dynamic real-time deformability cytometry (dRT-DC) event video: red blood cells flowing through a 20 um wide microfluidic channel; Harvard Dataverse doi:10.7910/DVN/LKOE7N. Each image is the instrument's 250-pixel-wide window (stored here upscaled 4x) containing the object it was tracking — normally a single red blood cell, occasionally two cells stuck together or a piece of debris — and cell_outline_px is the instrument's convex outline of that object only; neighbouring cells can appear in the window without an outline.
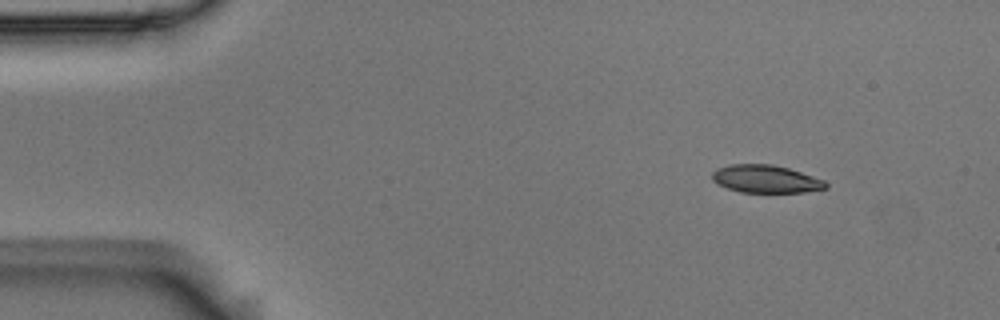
{"species": "Egyptian fruit bat (a non-hibernating species)", "species_latin": "Rousettus aegyptiacus", "temperature_condition": "room temperature", "stored_images_in_passage": 3, "camera_frame_rate_fps": 3000, "um_per_image_px": 0.085, "animal": {"sex": "male"}, "frame": {"image": 1, "passage_image": 1, "time_ms": 0.0, "image_size_px": [1000, 320], "cell_outline_px": [[828, 188], [804, 192], [740, 192], [716, 184], [712, 180], [712, 172], [716, 168], [728, 164], [772, 164], [788, 168], [824, 180], [828, 184]], "centroid_in_image_um": [65.05, 15.21], "position_along_channel_um": 19.9, "area_um2": 18.44}}
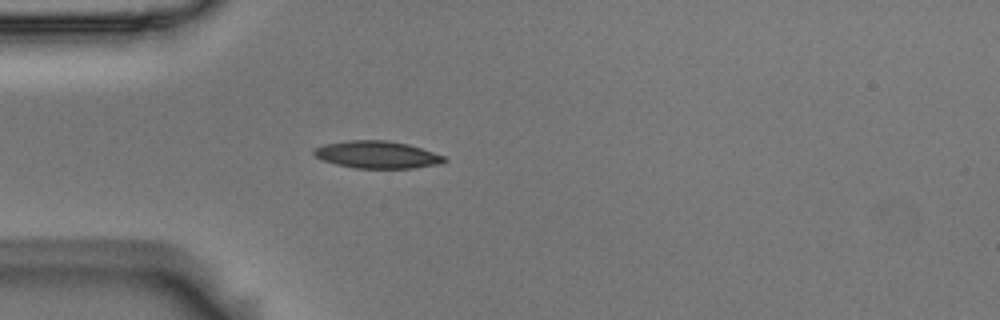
{"frame": {"image": 2, "passage_image": 3, "time_ms": 0.667, "image_size_px": [1000, 320], "cell_outline_px": [[448, 160], [440, 164], [412, 168], [356, 168], [336, 164], [324, 160], [316, 156], [312, 152], [316, 148], [324, 144], [348, 140], [388, 140], [408, 144], [444, 156]], "centroid_in_image_um": [32.06, 13.14], "position_along_channel_um": 52.9, "area_um2": 20.58}}